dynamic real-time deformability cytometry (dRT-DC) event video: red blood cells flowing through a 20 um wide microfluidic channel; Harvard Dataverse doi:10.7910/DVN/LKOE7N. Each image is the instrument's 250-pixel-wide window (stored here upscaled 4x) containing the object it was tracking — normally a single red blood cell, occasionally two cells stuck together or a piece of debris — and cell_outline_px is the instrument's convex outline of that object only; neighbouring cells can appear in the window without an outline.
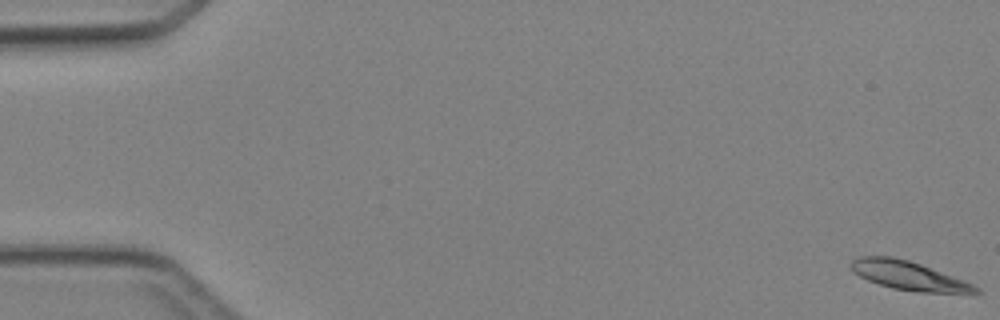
{"species": "Egyptian fruit bat (a non-hibernating species)", "species_latin": "Rousettus aegyptiacus", "temperature_condition": "cold", "stored_images_in_passage": 5, "camera_frame_rate_fps": 3000, "um_per_image_px": 0.085, "animal": {"sex": "female"}, "frame": {"image": 1, "passage_image": 1, "time_ms": 0.0, "image_size_px": [1000, 320], "cell_outline_px": [[984, 292], [972, 296], [920, 292], [892, 288], [868, 280], [852, 272], [848, 264], [852, 260], [860, 256], [892, 256], [908, 260], [920, 264], [964, 280], [980, 288]], "centroid_in_image_um": [77.36, 23.48], "position_along_channel_um": 7.6, "area_um2": 21.62}}
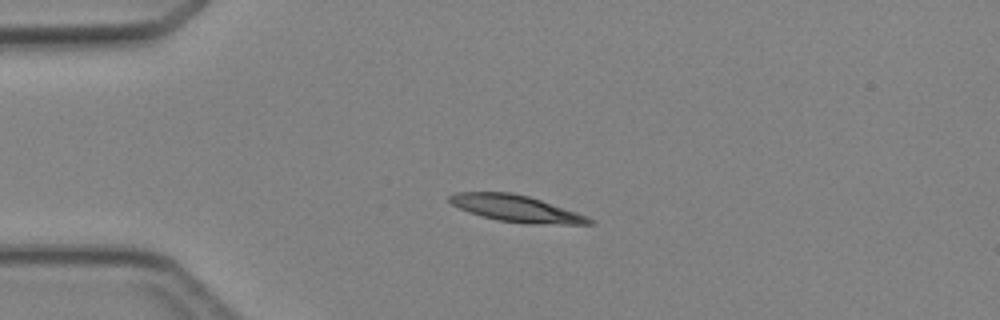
{"frame": {"image": 2, "passage_image": 4, "time_ms": 3.667, "image_size_px": [1000, 320], "cell_outline_px": [[596, 224], [528, 224], [496, 220], [460, 208], [452, 204], [448, 200], [448, 196], [456, 192], [512, 192], [528, 196], [588, 216], [596, 220]], "centroid_in_image_um": [43.92, 17.73], "position_along_channel_um": 41.1, "area_um2": 21.56}}